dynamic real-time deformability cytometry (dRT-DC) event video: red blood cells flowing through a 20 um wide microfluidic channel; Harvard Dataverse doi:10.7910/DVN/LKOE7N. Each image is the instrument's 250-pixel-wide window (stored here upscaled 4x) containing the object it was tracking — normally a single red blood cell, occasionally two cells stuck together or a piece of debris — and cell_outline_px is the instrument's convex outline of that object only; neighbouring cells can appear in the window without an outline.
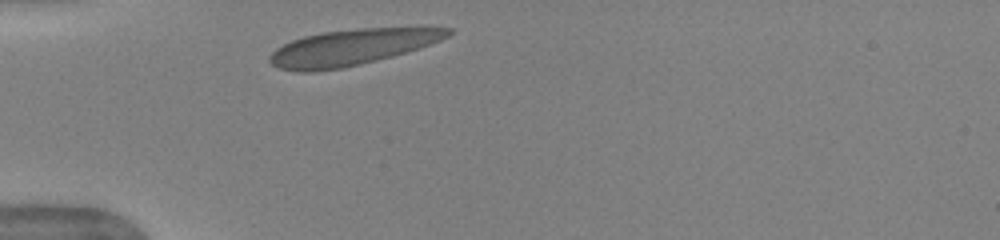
{"species": "human", "species_latin": "Homo sapiens", "temperature_condition": "warm", "stored_images_in_passage": 26, "camera_frame_rate_fps": 3000, "um_per_image_px": 0.085, "donor": {"sex": "female"}, "frame": {"image": 1, "passage_image": 1, "time_ms": 0.0, "image_size_px": [1000, 240], "cell_outline_px": [[452, 32], [448, 36], [440, 40], [420, 48], [392, 56], [360, 64], [340, 68], [316, 72], [300, 72], [280, 68], [272, 64], [268, 60], [268, 56], [276, 48], [292, 40], [304, 36], [324, 32], [360, 28], [428, 24], [452, 28]], "centroid_in_image_um": [30.04, 3.97], "position_along_channel_um": 55.0, "area_um2": 38.26}}
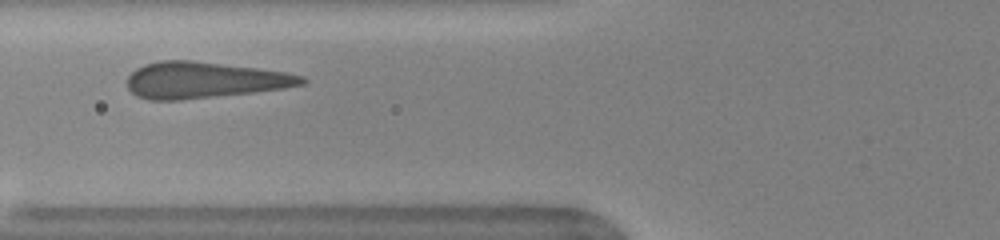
{"frame": {"image": 2, "passage_image": 4, "time_ms": 1.0, "image_size_px": [1000, 240], "cell_outline_px": [[308, 80], [304, 84], [284, 88], [252, 92], [180, 100], [148, 100], [136, 96], [128, 88], [128, 76], [136, 68], [144, 64], [160, 60], [192, 60], [256, 68], [284, 72], [304, 76]], "centroid_in_image_um": [17.32, 6.8], "position_along_channel_um": 108.5, "area_um2": 36.76}}
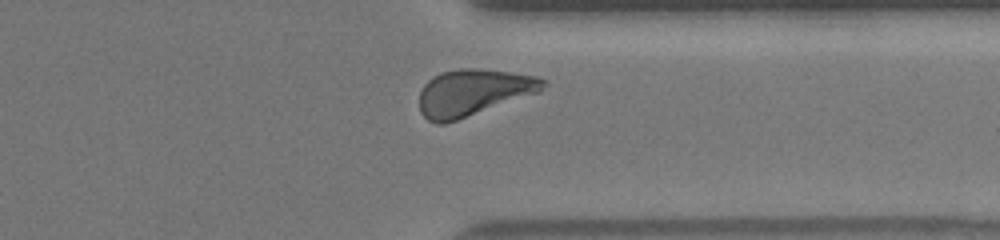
{"frame": {"image": 3, "passage_image": 23, "time_ms": 7.333, "image_size_px": [1000, 240], "cell_outline_px": [[548, 80], [540, 92], [444, 124], [436, 124], [428, 120], [420, 112], [420, 92], [424, 84], [432, 76], [440, 72], [460, 68], [476, 68], [512, 72], [536, 76]], "centroid_in_image_um": [40.22, 7.85], "position_along_channel_um": 371.2, "area_um2": 33.58}, "authors_computed_cell_mechanics": {"area_um2": 35.2291, "velocity_mm_per_s": 3.9285, "shape_relaxation_time_tau1_ms": 2.5531, "shape_relaxation_time_tau2_ms": null, "deformation_change_tau1": 0.1365, "deformation_change_tau2": null}}